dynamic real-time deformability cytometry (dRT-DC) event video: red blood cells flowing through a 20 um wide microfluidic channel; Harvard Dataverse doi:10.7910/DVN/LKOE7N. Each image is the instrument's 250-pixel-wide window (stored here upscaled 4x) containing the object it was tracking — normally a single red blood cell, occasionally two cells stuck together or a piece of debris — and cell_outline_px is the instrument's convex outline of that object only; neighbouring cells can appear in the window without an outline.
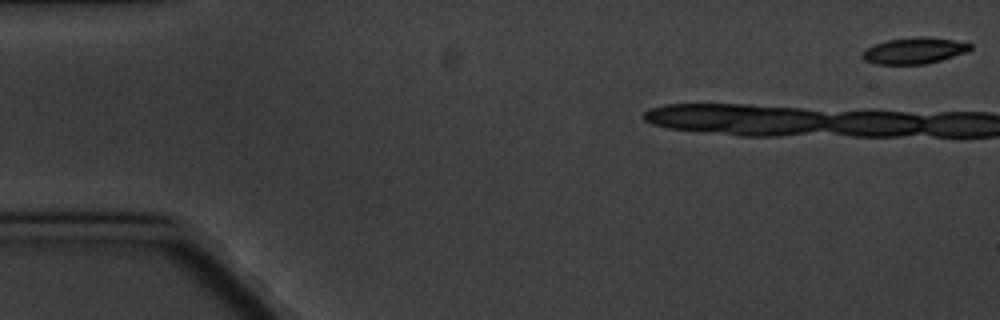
{"species": "common noctule bat (a hibernating species)", "species_latin": "Nyctalus noctula", "temperature_condition": "cold", "stored_images_in_passage": 6, "camera_frame_rate_fps": 3000, "um_per_image_px": 0.085, "animal": {"sex": "male", "body_mass_g": 20.1, "forearm_length_mm": 53.5}, "frame": {"image": 1, "passage_image": 1, "time_ms": 0.0, "image_size_px": [1000, 320], "cell_outline_px": [[972, 48], [968, 52], [940, 60], [924, 64], [876, 64], [864, 60], [860, 56], [860, 52], [864, 48], [888, 40], [920, 36], [924, 36], [952, 40], [972, 44]], "centroid_in_image_um": [77.67, 4.31], "position_along_channel_um": 7.3, "area_um2": 16.53}}